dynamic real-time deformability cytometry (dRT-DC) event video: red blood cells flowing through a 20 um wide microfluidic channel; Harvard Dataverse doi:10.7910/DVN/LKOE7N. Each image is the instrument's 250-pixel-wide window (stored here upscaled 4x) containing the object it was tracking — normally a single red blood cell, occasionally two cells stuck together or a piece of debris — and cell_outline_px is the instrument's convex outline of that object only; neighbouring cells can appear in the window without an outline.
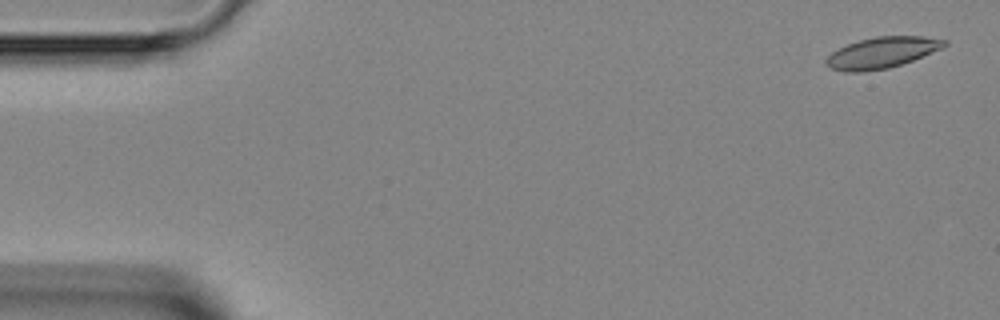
{"species": "Egyptian fruit bat (a non-hibernating species)", "species_latin": "Rousettus aegyptiacus", "temperature_condition": "room temperature", "stored_images_in_passage": 13, "camera_frame_rate_fps": 3000, "um_per_image_px": 0.085, "animal": {"sex": "female"}, "frame": {"image": 1, "passage_image": 2, "time_ms": 0.333, "image_size_px": [1000, 320], "cell_outline_px": [[948, 44], [944, 48], [912, 60], [888, 68], [864, 72], [844, 72], [832, 68], [824, 64], [824, 60], [832, 52], [848, 44], [860, 40], [876, 36], [924, 36], [948, 40]], "centroid_in_image_um": [74.98, 4.47], "position_along_channel_um": 10.0, "area_um2": 21.44}}
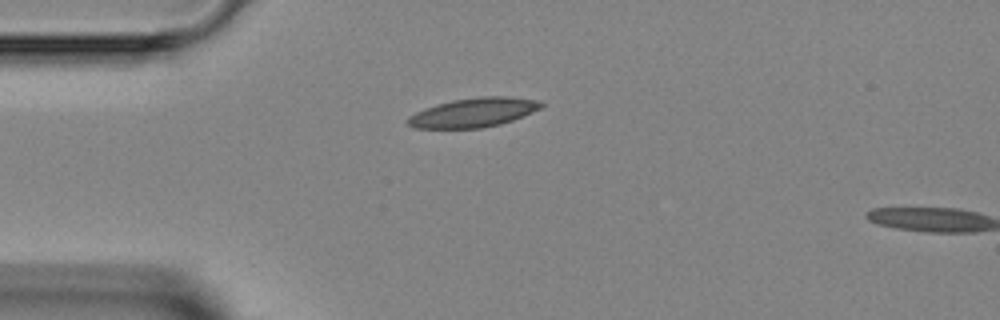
{"frame": {"image": 2, "passage_image": 12, "time_ms": 3.667, "image_size_px": [1000, 320], "cell_outline_px": [[544, 104], [540, 108], [532, 112], [512, 120], [500, 124], [480, 128], [412, 128], [404, 120], [408, 116], [424, 108], [436, 104], [452, 100], [480, 96], [508, 96], [540, 100]], "centroid_in_image_um": [40.21, 9.56], "position_along_channel_um": 44.8, "area_um2": 22.83}}